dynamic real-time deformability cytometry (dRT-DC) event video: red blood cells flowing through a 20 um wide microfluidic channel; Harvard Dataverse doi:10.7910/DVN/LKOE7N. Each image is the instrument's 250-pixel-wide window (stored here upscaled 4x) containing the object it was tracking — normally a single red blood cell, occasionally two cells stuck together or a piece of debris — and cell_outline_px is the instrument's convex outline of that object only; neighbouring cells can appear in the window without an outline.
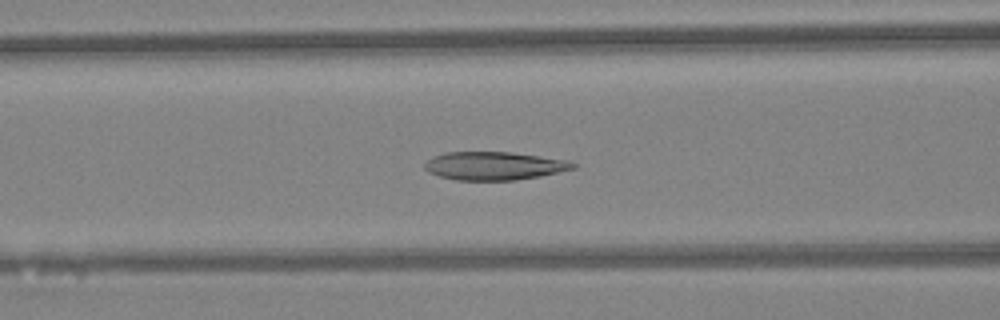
{"species": "Egyptian fruit bat (a non-hibernating species)", "species_latin": "Rousettus aegyptiacus", "temperature_condition": "warm", "stored_images_in_passage": 36, "camera_frame_rate_fps": 3000, "um_per_image_px": 0.085, "animal": {"sex": "female"}, "frame": {"image": 1, "passage_image": 8, "time_ms": 2.333, "image_size_px": [1000, 320], "cell_outline_px": [[576, 168], [540, 176], [516, 180], [456, 180], [440, 176], [428, 172], [424, 168], [424, 164], [432, 156], [444, 152], [508, 152], [568, 160], [576, 164]], "centroid_in_image_um": [41.98, 14.1], "position_along_channel_um": 124.6, "area_um2": 24.33}}
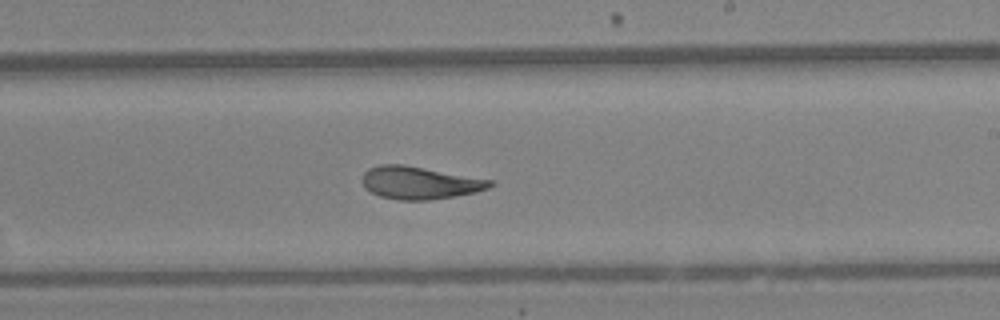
{"frame": {"image": 2, "passage_image": 17, "time_ms": 5.333, "image_size_px": [1000, 320], "cell_outline_px": [[496, 184], [488, 188], [472, 192], [452, 196], [428, 200], [396, 200], [380, 196], [364, 188], [360, 180], [364, 172], [368, 168], [380, 164], [404, 164], [492, 180]], "centroid_in_image_um": [35.6, 15.52], "position_along_channel_um": 253.4, "area_um2": 24.28}}
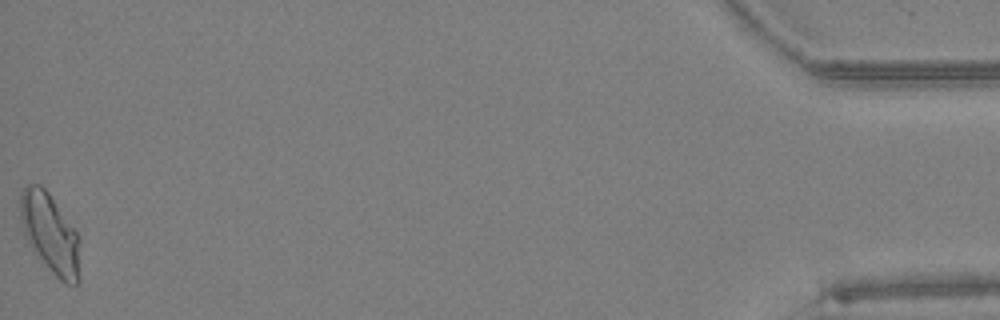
{"frame": {"image": 3, "passage_image": 36, "time_ms": 11.667, "image_size_px": [1000, 320], "cell_outline_px": [[80, 280], [76, 284], [68, 284], [60, 280], [52, 272], [40, 256], [32, 244], [24, 228], [20, 216], [20, 196], [24, 188], [28, 184], [40, 184], [48, 192], [76, 232], [80, 240]], "centroid_in_image_um": [4.32, 19.84], "position_along_channel_um": 430.9, "area_um2": 26.76}, "authors_computed_cell_mechanics": {"area_um2": 24.565, "velocity_mm_per_s": 4.3247, "shape_relaxation_time_tau1_ms": 11.2482, "shape_relaxation_time_tau2_ms": 2.1707, "deformation_change_tau1": 0.2627, "deformation_change_tau2": 0.0878}}